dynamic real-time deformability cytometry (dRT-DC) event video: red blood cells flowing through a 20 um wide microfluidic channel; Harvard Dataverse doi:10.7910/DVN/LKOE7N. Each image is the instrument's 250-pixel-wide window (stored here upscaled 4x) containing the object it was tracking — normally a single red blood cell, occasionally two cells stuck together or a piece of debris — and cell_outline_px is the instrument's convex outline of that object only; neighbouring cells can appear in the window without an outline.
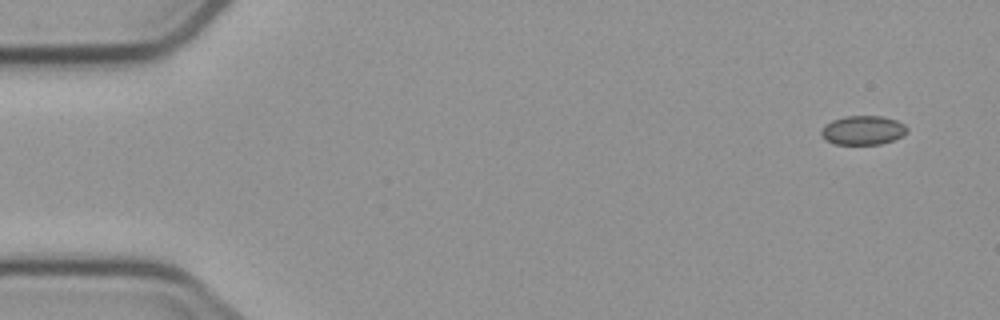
{"species": "common noctule bat (a hibernating species)", "species_latin": "Nyctalus noctula", "temperature_condition": "cold", "stored_images_in_passage": 6, "camera_frame_rate_fps": 3000, "um_per_image_px": 0.085, "animal": {"sex": "male", "body_mass_g": 23.1, "forearm_length_mm": 52.7}, "frame": {"image": 1, "passage_image": 1, "time_ms": 0.0, "image_size_px": [1000, 320], "cell_outline_px": [[908, 132], [904, 136], [880, 144], [836, 144], [824, 140], [820, 136], [820, 128], [824, 124], [832, 120], [844, 116], [884, 116], [896, 120], [904, 124], [908, 128]], "centroid_in_image_um": [73.32, 11.06], "position_along_channel_um": 11.7, "area_um2": 14.85}}
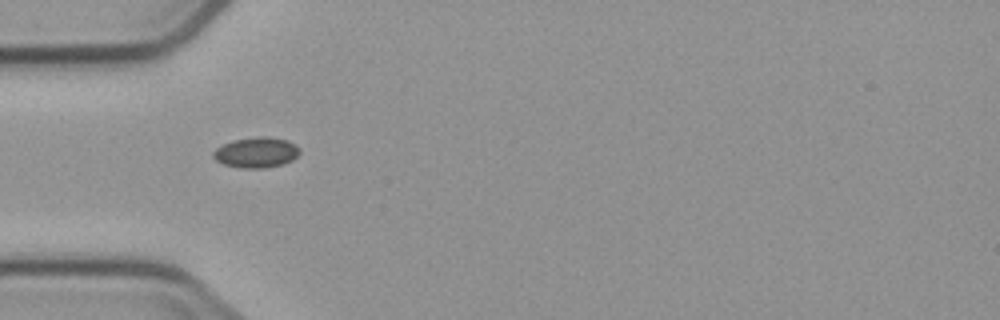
{"frame": {"image": 2, "passage_image": 5, "time_ms": 4.667, "image_size_px": [1000, 320], "cell_outline_px": [[300, 152], [292, 160], [284, 164], [264, 168], [240, 168], [224, 164], [216, 160], [212, 156], [212, 152], [216, 148], [224, 144], [236, 140], [260, 136], [264, 136], [288, 140], [296, 144], [300, 148]], "centroid_in_image_um": [21.81, 12.96], "position_along_channel_um": 63.2, "area_um2": 15.32}}
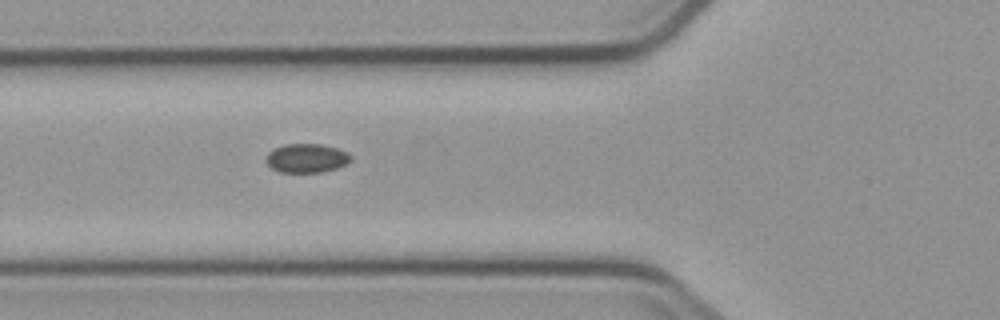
{"frame": {"image": 3, "passage_image": 6, "time_ms": 5.667, "image_size_px": [1000, 320], "cell_outline_px": [[352, 160], [336, 168], [324, 172], [280, 172], [272, 168], [264, 160], [268, 152], [284, 144], [320, 144], [336, 148], [348, 152], [352, 156]], "centroid_in_image_um": [26.06, 13.44], "position_along_channel_um": 99.7, "area_um2": 14.28}}